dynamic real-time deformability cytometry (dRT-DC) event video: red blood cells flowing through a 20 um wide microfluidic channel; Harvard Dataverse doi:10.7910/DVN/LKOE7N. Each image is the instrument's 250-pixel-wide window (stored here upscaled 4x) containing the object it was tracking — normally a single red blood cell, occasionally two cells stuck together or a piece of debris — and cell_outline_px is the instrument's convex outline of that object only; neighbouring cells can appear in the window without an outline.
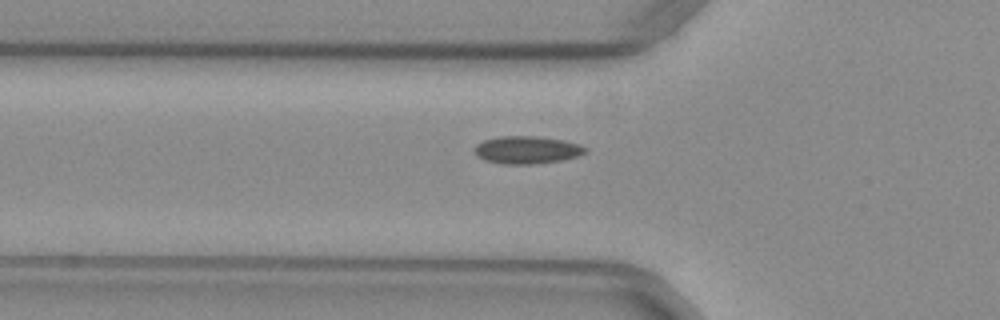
{"species": "common noctule bat (a hibernating species)", "species_latin": "Nyctalus noctula", "temperature_condition": "warm", "stored_images_in_passage": 3, "camera_frame_rate_fps": 3000, "um_per_image_px": 0.085, "animal": {"sex": "female", "body_mass_g": 29.2, "forearm_length_mm": 56.3}, "frame": {"image": 1, "passage_image": 2, "time_ms": 0.333, "image_size_px": [1000, 320], "cell_outline_px": [[588, 148], [584, 152], [576, 156], [560, 160], [536, 164], [504, 164], [484, 160], [476, 152], [476, 144], [484, 140], [500, 136], [536, 136], [564, 140], [580, 144]], "centroid_in_image_um": [44.81, 12.73], "position_along_channel_um": 81.0, "area_um2": 17.63}}